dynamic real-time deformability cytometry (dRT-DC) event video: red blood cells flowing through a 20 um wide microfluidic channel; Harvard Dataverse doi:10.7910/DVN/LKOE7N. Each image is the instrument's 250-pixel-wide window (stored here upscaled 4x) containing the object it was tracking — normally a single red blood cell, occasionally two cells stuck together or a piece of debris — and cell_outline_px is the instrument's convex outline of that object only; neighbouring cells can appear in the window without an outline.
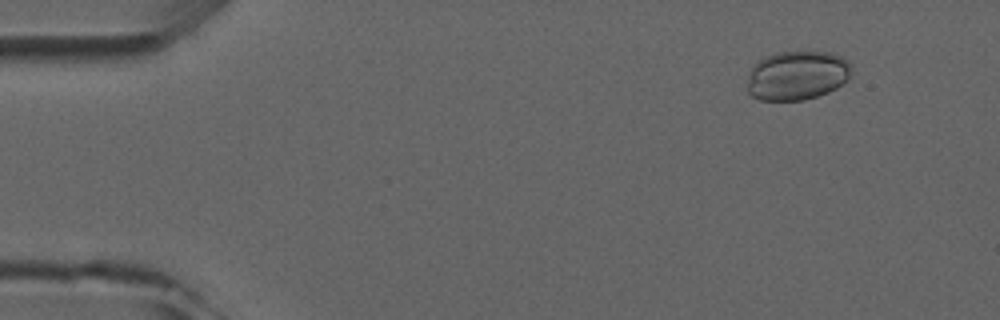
{"species": "common noctule bat (a hibernating species)", "species_latin": "Nyctalus noctula", "temperature_condition": "room temperature", "stored_images_in_passage": 5, "camera_frame_rate_fps": 3000, "um_per_image_px": 0.085, "animal": {"sex": "male", "forearm_length_mm": 52.5}, "frame": {"image": 1, "passage_image": 2, "time_ms": 1.333, "image_size_px": [1000, 320], "cell_outline_px": [[852, 64], [848, 80], [836, 88], [828, 92], [804, 100], [760, 100], [752, 96], [748, 92], [748, 76], [752, 68], [764, 56], [776, 52], [804, 48], [832, 52], [848, 60]], "centroid_in_image_um": [67.79, 6.35], "position_along_channel_um": 17.2, "area_um2": 30.75}}